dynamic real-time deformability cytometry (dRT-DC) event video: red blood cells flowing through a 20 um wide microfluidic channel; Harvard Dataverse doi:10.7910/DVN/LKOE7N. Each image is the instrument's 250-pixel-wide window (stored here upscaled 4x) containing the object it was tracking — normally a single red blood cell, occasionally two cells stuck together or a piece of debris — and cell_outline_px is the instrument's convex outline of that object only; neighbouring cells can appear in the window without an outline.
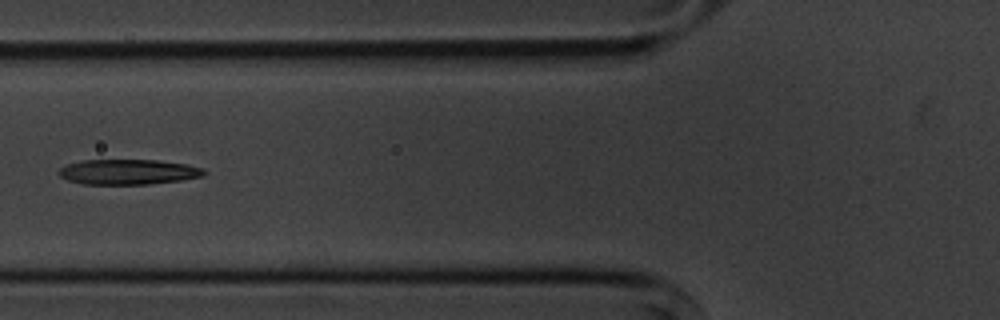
{"species": "common noctule bat (a hibernating species)", "species_latin": "Nyctalus noctula", "temperature_condition": "cold", "stored_images_in_passage": 9, "camera_frame_rate_fps": 3000, "um_per_image_px": 0.085, "animal": {"sex": "male", "body_mass_g": 20.1, "forearm_length_mm": 53.5}, "frame": {"image": 1, "passage_image": 4, "time_ms": 4.333, "image_size_px": [1000, 320], "cell_outline_px": [[208, 172], [204, 176], [180, 180], [148, 184], [84, 184], [68, 180], [60, 176], [56, 172], [64, 164], [84, 160], [156, 160], [188, 164], [204, 168]], "centroid_in_image_um": [10.9, 14.6], "position_along_channel_um": 114.9, "area_um2": 21.5}}
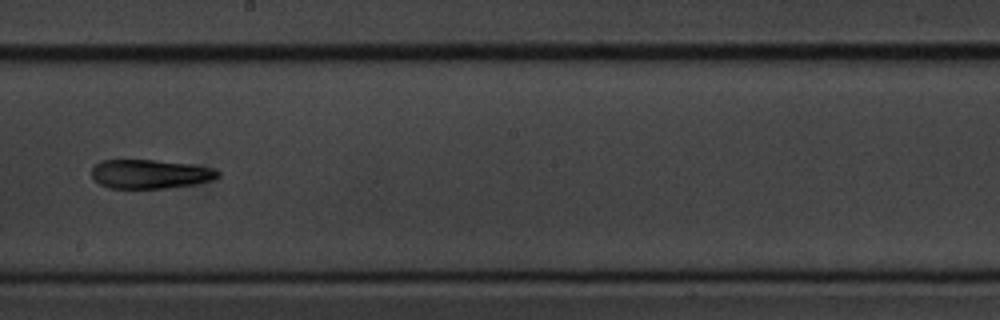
{"frame": {"image": 2, "passage_image": 7, "time_ms": 7.667, "image_size_px": [1000, 320], "cell_outline_px": [[220, 176], [212, 180], [196, 184], [168, 188], [108, 188], [92, 180], [92, 168], [96, 164], [104, 160], [152, 160], [192, 164], [212, 168], [220, 172]], "centroid_in_image_um": [12.76, 14.8], "position_along_channel_um": 235.4, "area_um2": 21.44}}
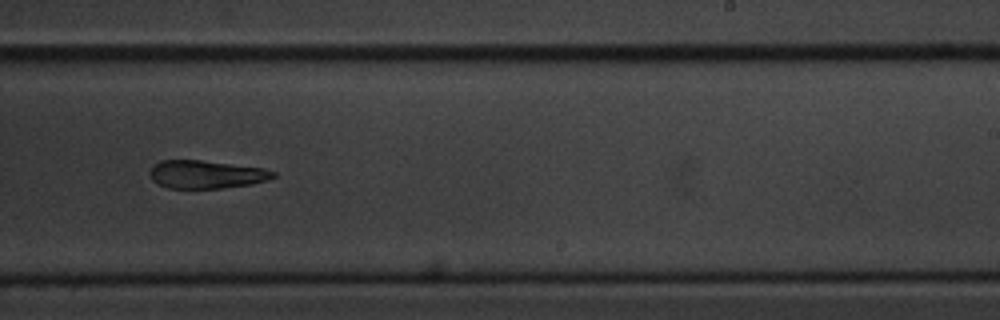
{"frame": {"image": 3, "passage_image": 8, "time_ms": 8.667, "image_size_px": [1000, 320], "cell_outline_px": [[276, 176], [268, 180], [252, 184], [220, 188], [168, 188], [152, 180], [148, 172], [160, 160], [200, 160], [264, 168], [276, 172]], "centroid_in_image_um": [17.55, 14.82], "position_along_channel_um": 271.5, "area_um2": 20.11}}